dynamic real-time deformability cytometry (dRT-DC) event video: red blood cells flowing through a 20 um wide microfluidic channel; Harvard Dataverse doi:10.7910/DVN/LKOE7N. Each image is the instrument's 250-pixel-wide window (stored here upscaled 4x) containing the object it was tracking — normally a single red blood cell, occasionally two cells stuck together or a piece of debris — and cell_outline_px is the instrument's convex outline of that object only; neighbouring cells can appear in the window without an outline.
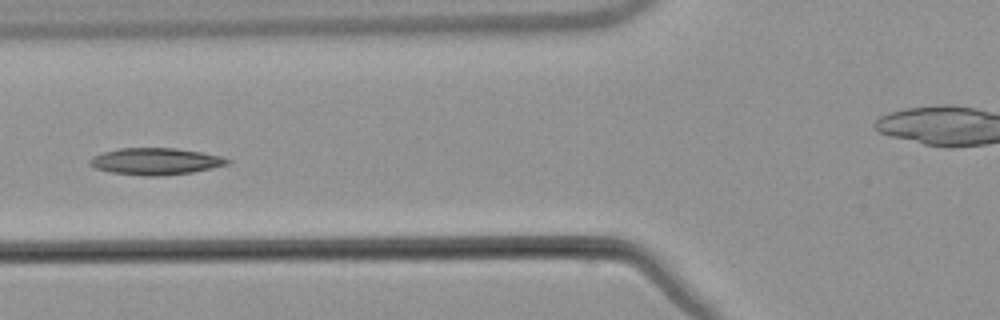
{"species": "common noctule bat (a hibernating species)", "species_latin": "Nyctalus noctula", "temperature_condition": "warm", "stored_images_in_passage": 7, "camera_frame_rate_fps": 3000, "um_per_image_px": 0.085, "animal": {"sex": "male", "body_mass_g": 21.5, "forearm_length_mm": 52.0}, "frame": {"image": 1, "passage_image": 6, "time_ms": 6.0, "image_size_px": [1000, 320], "cell_outline_px": [[232, 160], [228, 164], [212, 168], [192, 172], [164, 176], [144, 176], [112, 172], [96, 168], [88, 164], [88, 160], [92, 156], [104, 152], [120, 148], [176, 148], [200, 152], [220, 156]], "centroid_in_image_um": [13.22, 13.72], "position_along_channel_um": 112.6, "area_um2": 21.44}}